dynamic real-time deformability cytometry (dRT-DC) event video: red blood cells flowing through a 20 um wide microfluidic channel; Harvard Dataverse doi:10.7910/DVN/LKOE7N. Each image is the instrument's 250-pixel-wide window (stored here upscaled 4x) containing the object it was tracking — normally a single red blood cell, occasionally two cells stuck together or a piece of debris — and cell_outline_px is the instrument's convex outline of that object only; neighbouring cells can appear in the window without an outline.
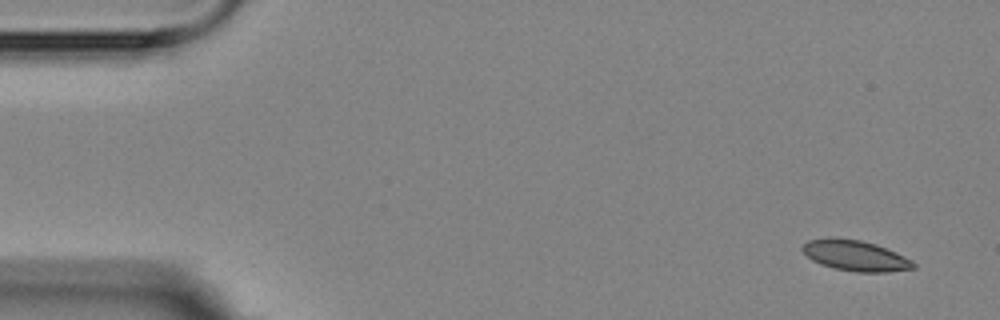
{"species": "Egyptian fruit bat (a non-hibernating species)", "species_latin": "Rousettus aegyptiacus", "temperature_condition": "room temperature", "stored_images_in_passage": 6, "camera_frame_rate_fps": 3000, "um_per_image_px": 0.085, "animal": {"sex": "female"}, "frame": {"image": 1, "passage_image": 1, "time_ms": 0.0, "image_size_px": [1000, 320], "cell_outline_px": [[916, 268], [888, 272], [856, 272], [836, 268], [820, 264], [812, 260], [800, 248], [808, 240], [828, 236], [836, 236], [860, 240], [876, 244], [896, 252], [912, 260], [916, 264]], "centroid_in_image_um": [72.7, 21.7], "position_along_channel_um": 12.3, "area_um2": 20.06}}
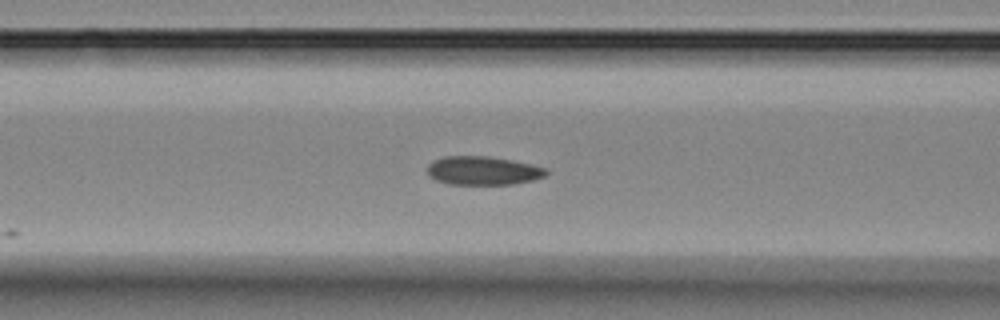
{"frame": {"image": 2, "passage_image": 6, "time_ms": 6.333, "image_size_px": [1000, 320], "cell_outline_px": [[548, 172], [544, 176], [532, 180], [512, 184], [448, 184], [436, 180], [428, 176], [428, 164], [432, 160], [444, 156], [488, 156], [512, 160], [532, 164], [548, 168]], "centroid_in_image_um": [41.04, 14.49], "position_along_channel_um": 125.6, "area_um2": 19.94}}